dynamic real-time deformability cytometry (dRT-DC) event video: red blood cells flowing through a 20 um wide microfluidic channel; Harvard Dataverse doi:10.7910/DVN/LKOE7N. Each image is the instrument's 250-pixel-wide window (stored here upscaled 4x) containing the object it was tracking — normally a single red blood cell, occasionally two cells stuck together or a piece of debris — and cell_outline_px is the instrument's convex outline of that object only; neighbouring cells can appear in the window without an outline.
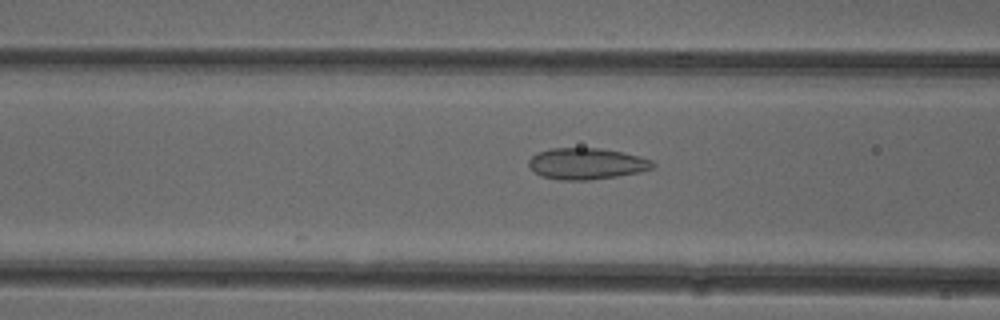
{"species": "common noctule bat (a hibernating species)", "species_latin": "Nyctalus noctula", "temperature_condition": "cold", "stored_images_in_passage": 14, "camera_frame_rate_fps": 3000, "um_per_image_px": 0.085, "animal": {"sex": "female"}, "frame": {"image": 1, "passage_image": 11, "time_ms": 3.333, "image_size_px": [1000, 320], "cell_outline_px": [[656, 168], [616, 176], [588, 180], [560, 180], [540, 176], [528, 164], [528, 160], [536, 152], [552, 148], [600, 148], [624, 152], [640, 156], [652, 160], [656, 164]], "centroid_in_image_um": [49.87, 13.9], "position_along_channel_um": 116.7, "area_um2": 22.72}}
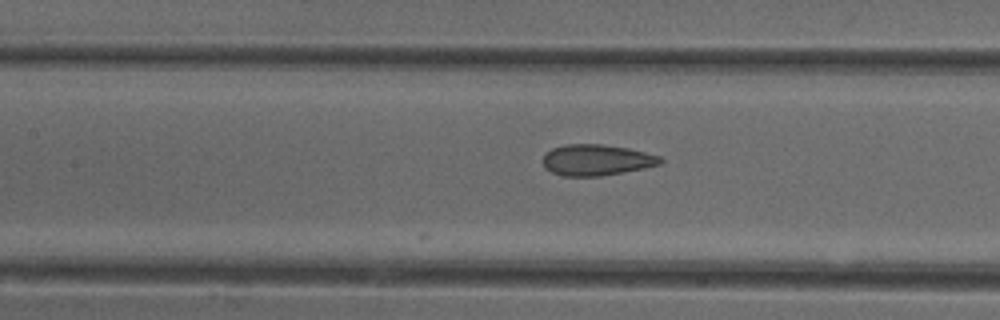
{"frame": {"image": 2, "passage_image": 14, "time_ms": 4.333, "image_size_px": [1000, 320], "cell_outline_px": [[664, 160], [660, 164], [644, 168], [600, 176], [564, 176], [552, 172], [544, 168], [544, 156], [552, 148], [564, 144], [600, 144], [628, 148], [660, 156]], "centroid_in_image_um": [50.7, 13.6], "position_along_channel_um": 156.7, "area_um2": 21.1}}